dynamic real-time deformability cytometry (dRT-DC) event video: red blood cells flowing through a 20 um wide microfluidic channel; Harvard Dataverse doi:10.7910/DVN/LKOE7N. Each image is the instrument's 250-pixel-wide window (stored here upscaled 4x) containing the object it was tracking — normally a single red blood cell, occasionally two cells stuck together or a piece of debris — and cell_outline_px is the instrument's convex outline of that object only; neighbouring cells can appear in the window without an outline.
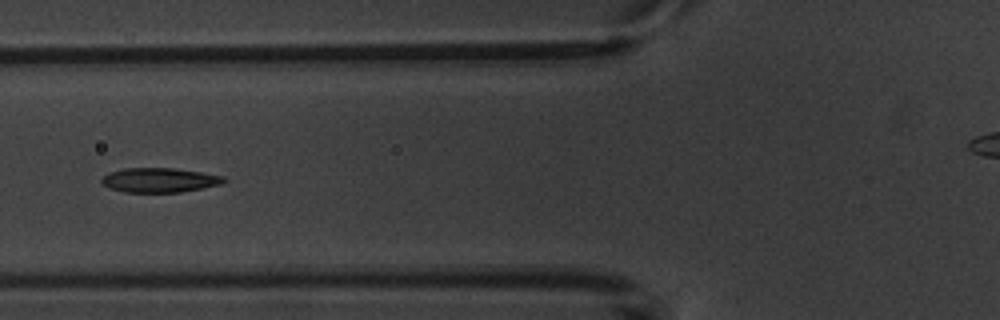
{"species": "common noctule bat (a hibernating species)", "species_latin": "Nyctalus noctula", "temperature_condition": "warm", "stored_images_in_passage": 6, "camera_frame_rate_fps": 3000, "um_per_image_px": 0.085, "animal": {"sex": "male", "body_mass_g": 20.1, "forearm_length_mm": 53.5}, "frame": {"image": 1, "passage_image": 6, "time_ms": 6.667, "image_size_px": [1000, 320], "cell_outline_px": [[228, 180], [220, 184], [180, 192], [124, 192], [108, 188], [100, 180], [108, 172], [124, 168], [172, 168], [200, 172], [224, 176]], "centroid_in_image_um": [13.52, 15.3], "position_along_channel_um": 112.3, "area_um2": 17.34}}